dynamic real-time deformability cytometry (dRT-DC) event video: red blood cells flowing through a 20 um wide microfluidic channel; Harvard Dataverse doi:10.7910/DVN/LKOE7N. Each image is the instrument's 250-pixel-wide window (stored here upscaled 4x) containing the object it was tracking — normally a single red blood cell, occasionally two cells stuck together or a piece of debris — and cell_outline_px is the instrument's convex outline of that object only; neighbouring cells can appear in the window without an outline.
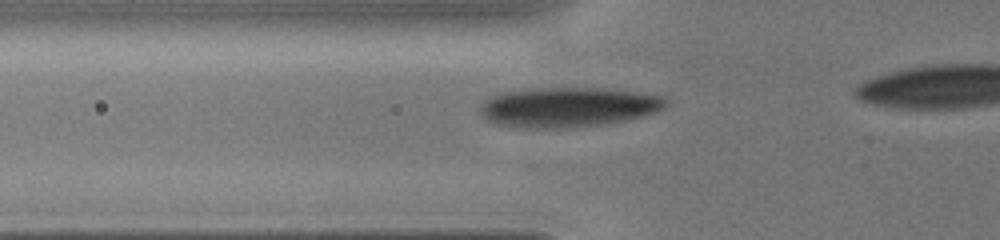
{"species": "human", "species_latin": "Homo sapiens", "temperature_condition": "cold", "stored_images_in_passage": 29, "camera_frame_rate_fps": 3000, "um_per_image_px": 0.085, "donor": {"sex": "male"}, "frame": {"image": 1, "passage_image": 10, "time_ms": 4.0, "image_size_px": [1000, 240], "cell_outline_px": [[668, 104], [660, 112], [628, 120], [608, 124], [572, 128], [512, 128], [496, 124], [484, 120], [480, 116], [476, 108], [488, 96], [500, 92], [524, 88], [608, 88], [668, 96]], "centroid_in_image_um": [48.25, 9.11], "position_along_channel_um": 77.5, "area_um2": 44.85}}
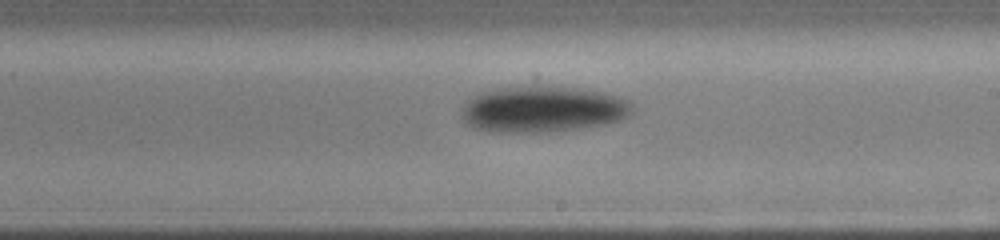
{"frame": {"image": 2, "passage_image": 18, "time_ms": 7.667, "image_size_px": [1000, 240], "cell_outline_px": [[636, 108], [628, 116], [620, 120], [604, 124], [580, 128], [544, 132], [492, 132], [472, 128], [464, 124], [460, 116], [460, 108], [468, 100], [480, 92], [504, 88], [576, 88], [604, 92], [620, 96], [628, 100]], "centroid_in_image_um": [46.12, 9.32], "position_along_channel_um": 242.9, "area_um2": 45.72}}
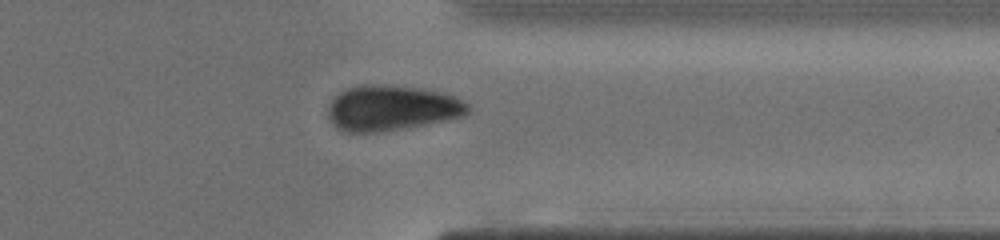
{"frame": {"image": 3, "passage_image": 24, "time_ms": 10.667, "image_size_px": [1000, 240], "cell_outline_px": [[468, 112], [464, 116], [448, 120], [404, 128], [380, 132], [344, 132], [336, 128], [328, 120], [328, 104], [340, 92], [348, 88], [364, 84], [368, 84], [420, 88], [440, 92], [456, 96], [468, 104]], "centroid_in_image_um": [33.27, 9.2], "position_along_channel_um": 378.1, "area_um2": 36.99}}